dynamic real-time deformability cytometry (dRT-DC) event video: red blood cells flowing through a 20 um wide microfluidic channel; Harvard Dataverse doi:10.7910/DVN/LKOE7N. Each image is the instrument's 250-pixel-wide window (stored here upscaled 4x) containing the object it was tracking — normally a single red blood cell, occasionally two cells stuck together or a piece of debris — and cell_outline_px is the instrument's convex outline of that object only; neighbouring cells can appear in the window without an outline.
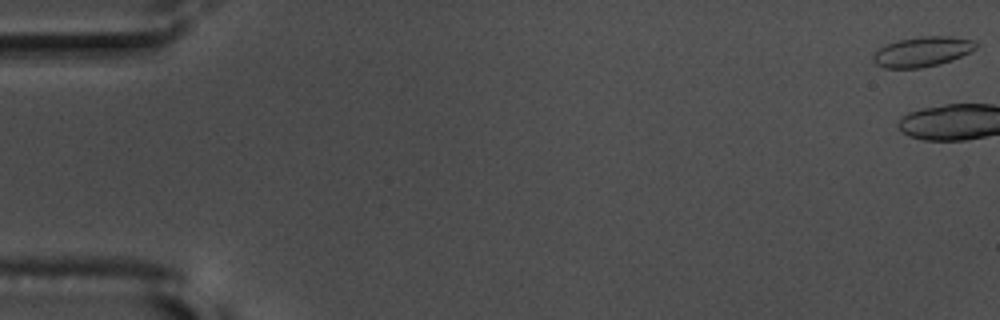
{"species": "common noctule bat (a hibernating species)", "species_latin": "Nyctalus noctula", "temperature_condition": "warm", "stored_images_in_passage": 9, "camera_frame_rate_fps": 3000, "um_per_image_px": 0.085, "animal": {"sex": "male", "body_mass_g": 17.5, "forearm_length_mm": 52.3}, "frame": {"image": 1, "passage_image": 1, "time_ms": 0.0, "image_size_px": [1000, 320], "cell_outline_px": [[976, 48], [960, 56], [940, 64], [920, 68], [884, 68], [876, 64], [872, 60], [872, 56], [880, 48], [896, 40], [920, 36], [948, 36], [972, 40], [976, 44]], "centroid_in_image_um": [78.35, 4.39], "position_along_channel_um": 6.7, "area_um2": 17.74}}